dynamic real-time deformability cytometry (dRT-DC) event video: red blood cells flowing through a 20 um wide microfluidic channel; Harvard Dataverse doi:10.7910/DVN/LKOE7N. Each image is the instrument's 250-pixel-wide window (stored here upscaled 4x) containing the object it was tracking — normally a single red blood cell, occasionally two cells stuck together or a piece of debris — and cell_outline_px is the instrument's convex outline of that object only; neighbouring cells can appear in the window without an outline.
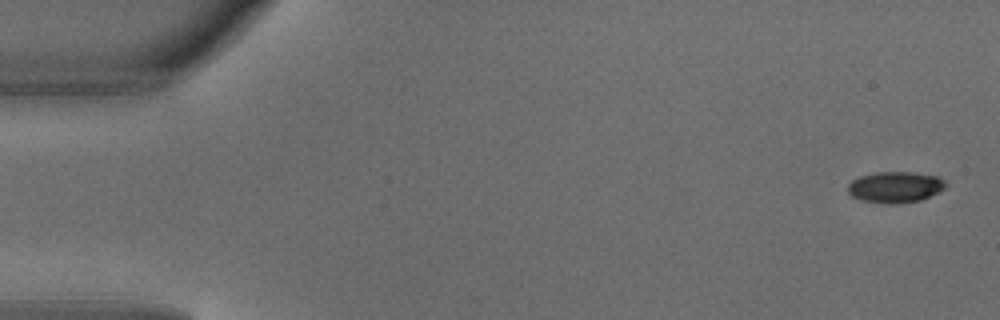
{"species": "common noctule bat (a hibernating species)", "species_latin": "Nyctalus noctula", "temperature_condition": "warm", "stored_images_in_passage": 5, "segment_of_instrument_passage": [2, 2], "camera_frame_rate_fps": 3000, "um_per_image_px": 0.085, "animal": {"sex": "male", "body_mass_g": 18.8}, "frame": {"image": 1, "passage_image": 5, "time_ms": 1.333, "image_size_px": [1000, 320], "cell_outline_px": [[948, 184], [944, 188], [920, 200], [892, 204], [888, 204], [860, 200], [852, 196], [848, 192], [848, 184], [852, 180], [860, 176], [876, 172], [912, 172], [936, 176], [944, 180]], "centroid_in_image_um": [76.06, 15.9], "position_along_channel_um": 8.9, "area_um2": 17.57}}